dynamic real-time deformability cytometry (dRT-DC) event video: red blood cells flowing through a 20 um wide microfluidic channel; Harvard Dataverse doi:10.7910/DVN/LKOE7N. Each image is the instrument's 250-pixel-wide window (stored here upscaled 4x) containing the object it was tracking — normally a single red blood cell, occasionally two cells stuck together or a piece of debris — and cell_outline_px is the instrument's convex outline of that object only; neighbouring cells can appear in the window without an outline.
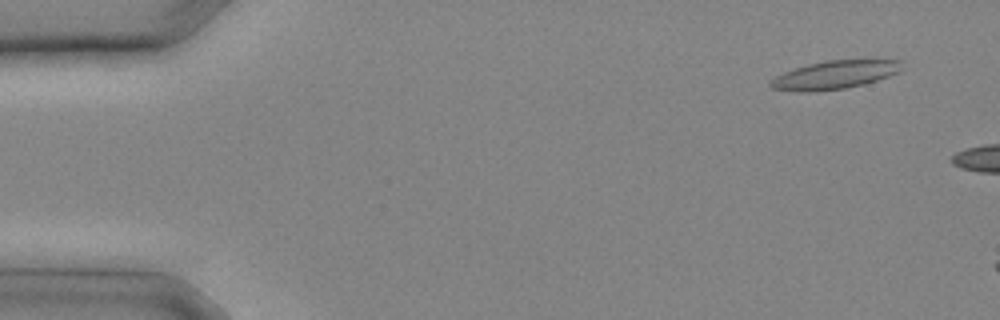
{"species": "common noctule bat (a hibernating species)", "species_latin": "Nyctalus noctula", "temperature_condition": "cold", "stored_images_in_passage": 4, "camera_frame_rate_fps": 3000, "um_per_image_px": 0.085, "animal": {"sex": "male", "body_mass_g": 20.4}, "frame": {"image": 1, "passage_image": 2, "time_ms": 0.333, "image_size_px": [1000, 320], "cell_outline_px": [[904, 68], [900, 72], [864, 84], [844, 88], [816, 92], [796, 92], [772, 88], [768, 84], [776, 76], [784, 72], [808, 64], [828, 60], [904, 60]], "centroid_in_image_um": [70.98, 6.36], "position_along_channel_um": 14.0, "area_um2": 21.73}}